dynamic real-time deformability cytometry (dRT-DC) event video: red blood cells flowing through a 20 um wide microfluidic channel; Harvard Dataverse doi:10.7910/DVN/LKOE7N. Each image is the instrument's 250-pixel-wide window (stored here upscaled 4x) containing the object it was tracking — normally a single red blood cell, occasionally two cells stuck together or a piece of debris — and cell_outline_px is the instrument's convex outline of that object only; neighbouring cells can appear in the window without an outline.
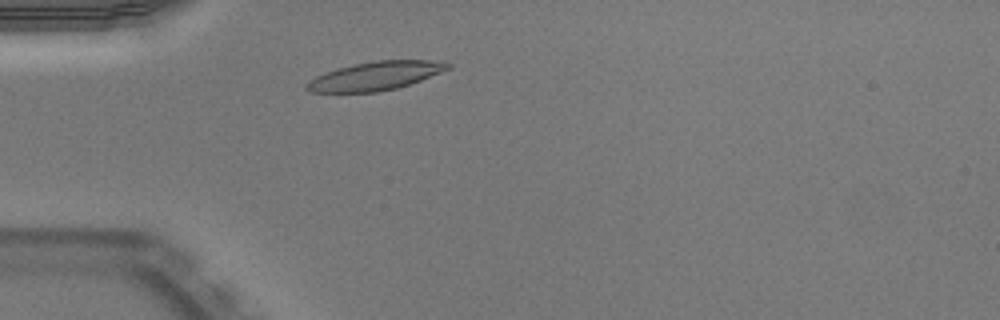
{"species": "Egyptian fruit bat (a non-hibernating species)", "species_latin": "Rousettus aegyptiacus", "temperature_condition": "warm", "stored_images_in_passage": 42, "camera_frame_rate_fps": 3000, "um_per_image_px": 0.085, "animal": {"sex": "male"}, "frame": {"image": 1, "passage_image": 6, "time_ms": 1.667, "image_size_px": [1000, 320], "cell_outline_px": [[452, 68], [420, 80], [396, 88], [376, 92], [312, 92], [304, 88], [304, 84], [308, 80], [316, 76], [352, 64], [376, 60], [448, 60], [452, 64]], "centroid_in_image_um": [31.96, 6.44], "position_along_channel_um": 53.0, "area_um2": 23.58}}
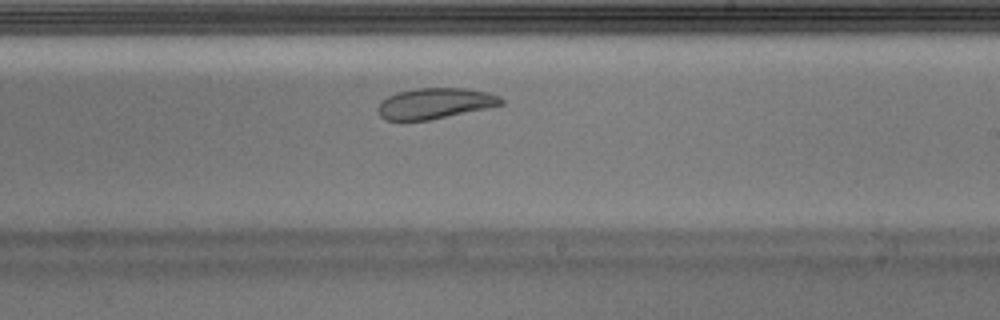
{"frame": {"image": 2, "passage_image": 22, "time_ms": 7.0, "image_size_px": [1000, 320], "cell_outline_px": [[504, 104], [428, 120], [384, 120], [380, 116], [376, 108], [380, 100], [396, 92], [416, 88], [464, 88], [488, 92], [500, 96], [504, 100]], "centroid_in_image_um": [36.92, 8.78], "position_along_channel_um": 252.1, "area_um2": 22.08}}
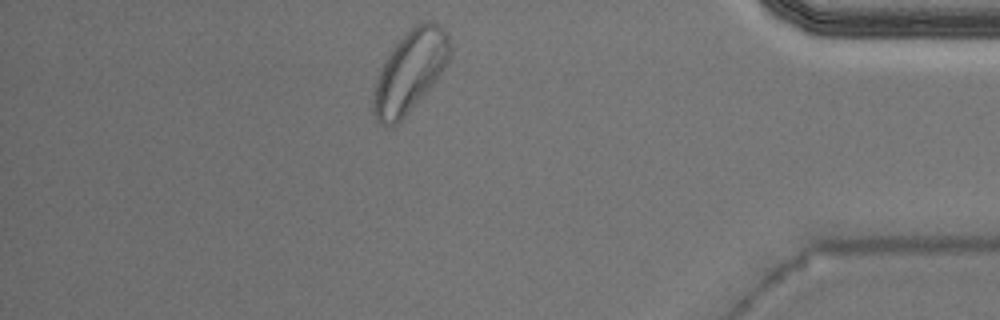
{"frame": {"image": 3, "passage_image": 36, "time_ms": 11.667, "image_size_px": [1000, 320], "cell_outline_px": [[452, 48], [448, 60], [436, 80], [404, 116], [396, 124], [384, 128], [376, 120], [372, 112], [372, 100], [376, 84], [380, 72], [392, 48], [404, 32], [416, 24], [424, 20], [436, 20], [444, 28], [448, 36]], "centroid_in_image_um": [34.86, 6.02], "position_along_channel_um": 400.3, "area_um2": 36.13}, "authors_computed_cell_mechanics": {"area_um2": 23.6402, "velocity_mm_per_s": 3.918, "shape_relaxation_time_tau1_ms": null, "shape_relaxation_time_tau2_ms": 3.0146, "deformation_change_tau1": null, "deformation_change_tau2": 0.087}}